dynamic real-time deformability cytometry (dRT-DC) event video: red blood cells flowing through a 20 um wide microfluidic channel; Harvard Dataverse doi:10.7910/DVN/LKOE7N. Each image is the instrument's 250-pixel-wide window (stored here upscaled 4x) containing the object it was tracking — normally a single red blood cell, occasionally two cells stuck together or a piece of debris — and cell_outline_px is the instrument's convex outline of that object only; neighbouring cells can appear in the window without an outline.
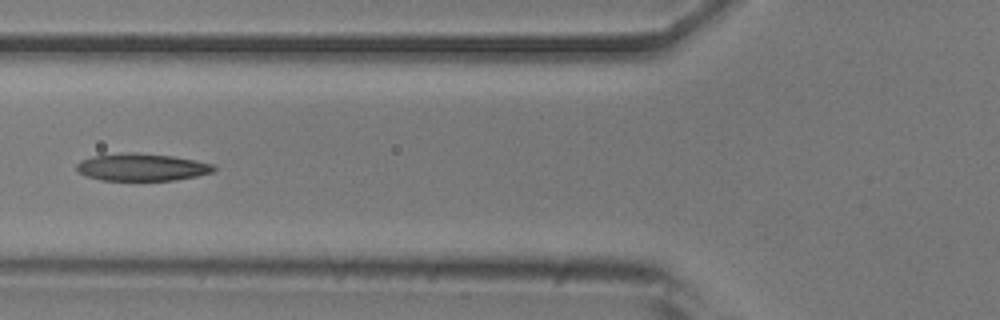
{"species": "common noctule bat (a hibernating species)", "species_latin": "Nyctalus noctula", "temperature_condition": "room temperature", "stored_images_in_passage": 6, "camera_frame_rate_fps": 3000, "um_per_image_px": 0.085, "animal": {"sex": "male", "body_mass_g": 20.5, "forearm_length_mm": 52.5}, "frame": {"image": 1, "passage_image": 5, "time_ms": 1.333, "image_size_px": [1000, 320], "cell_outline_px": [[216, 168], [212, 172], [196, 176], [176, 180], [100, 180], [84, 176], [76, 168], [76, 164], [80, 160], [92, 156], [128, 152], [132, 152], [172, 156], [196, 160], [212, 164]], "centroid_in_image_um": [12.02, 14.21], "position_along_channel_um": 113.8, "area_um2": 21.85}}
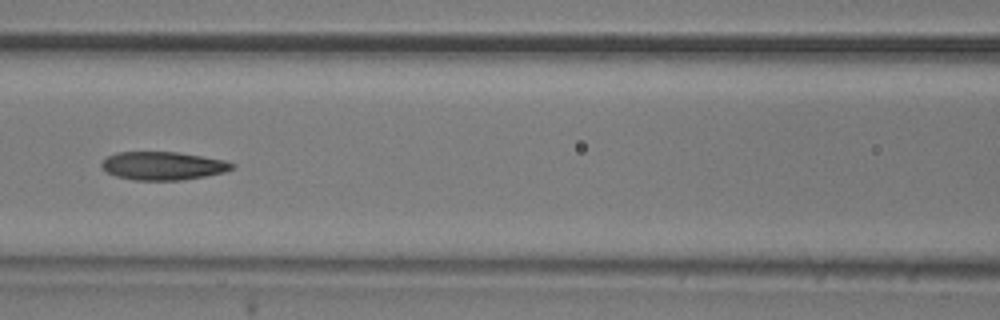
{"frame": {"image": 2, "passage_image": 6, "time_ms": 1.667, "image_size_px": [1000, 320], "cell_outline_px": [[236, 164], [232, 168], [224, 172], [204, 176], [180, 180], [132, 180], [116, 176], [108, 172], [100, 164], [108, 156], [116, 152], [176, 152], [224, 160]], "centroid_in_image_um": [13.84, 14.09], "position_along_channel_um": 152.8, "area_um2": 21.21}}